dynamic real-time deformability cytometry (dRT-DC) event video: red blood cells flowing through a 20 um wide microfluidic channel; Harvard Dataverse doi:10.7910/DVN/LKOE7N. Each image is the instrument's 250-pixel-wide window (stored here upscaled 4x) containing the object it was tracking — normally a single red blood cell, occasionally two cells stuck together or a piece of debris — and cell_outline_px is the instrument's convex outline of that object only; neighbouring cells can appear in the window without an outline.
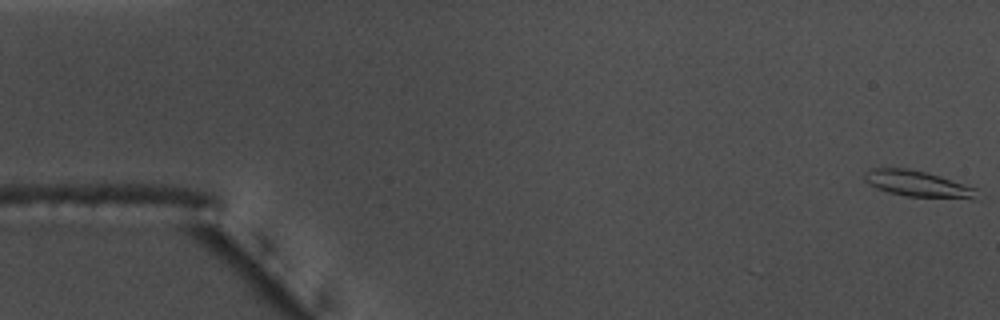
{"species": "common noctule bat (a hibernating species)", "species_latin": "Nyctalus noctula", "temperature_condition": "warm", "stored_images_in_passage": 7, "camera_frame_rate_fps": 3000, "um_per_image_px": 0.085, "animal": {"sex": "male", "body_mass_g": 17.5, "forearm_length_mm": 52.3}, "frame": {"image": 1, "passage_image": 1, "time_ms": 0.0, "image_size_px": [1000, 320], "cell_outline_px": [[976, 200], [904, 196], [888, 192], [876, 188], [868, 184], [864, 180], [864, 172], [868, 168], [908, 168], [924, 172], [976, 188]], "centroid_in_image_um": [77.96, 15.64], "position_along_channel_um": 7.0, "area_um2": 17.17}}